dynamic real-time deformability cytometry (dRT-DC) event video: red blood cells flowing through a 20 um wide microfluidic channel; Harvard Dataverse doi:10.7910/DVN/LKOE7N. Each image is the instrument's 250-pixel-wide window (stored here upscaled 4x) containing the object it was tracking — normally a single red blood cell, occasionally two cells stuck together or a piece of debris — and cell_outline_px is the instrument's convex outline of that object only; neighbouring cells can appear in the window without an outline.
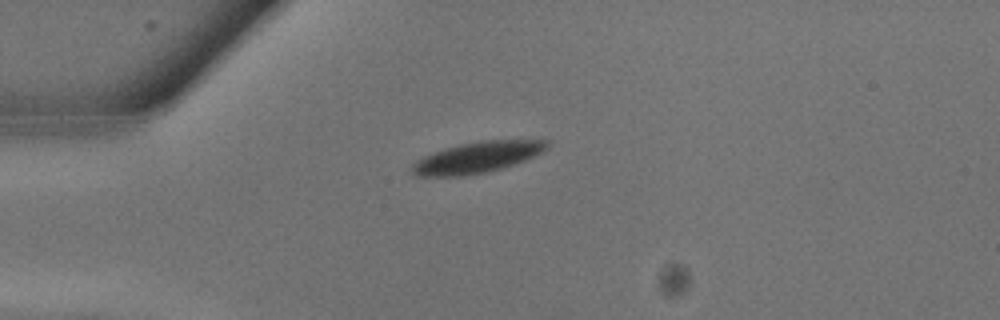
{"species": "common noctule bat (a hibernating species)", "species_latin": "Nyctalus noctula", "temperature_condition": "warm", "stored_images_in_passage": 4, "camera_frame_rate_fps": 3000, "um_per_image_px": 0.085, "animal": {"sex": "male", "body_mass_g": 13.3}, "frame": {"image": 1, "passage_image": 1, "time_ms": 0.0, "image_size_px": [1000, 320], "cell_outline_px": [[548, 148], [544, 152], [524, 160], [500, 168], [484, 172], [460, 176], [416, 176], [408, 168], [416, 160], [424, 156], [460, 144], [484, 140], [548, 140]], "centroid_in_image_um": [40.55, 13.38], "position_along_channel_um": 44.5, "area_um2": 24.04}}